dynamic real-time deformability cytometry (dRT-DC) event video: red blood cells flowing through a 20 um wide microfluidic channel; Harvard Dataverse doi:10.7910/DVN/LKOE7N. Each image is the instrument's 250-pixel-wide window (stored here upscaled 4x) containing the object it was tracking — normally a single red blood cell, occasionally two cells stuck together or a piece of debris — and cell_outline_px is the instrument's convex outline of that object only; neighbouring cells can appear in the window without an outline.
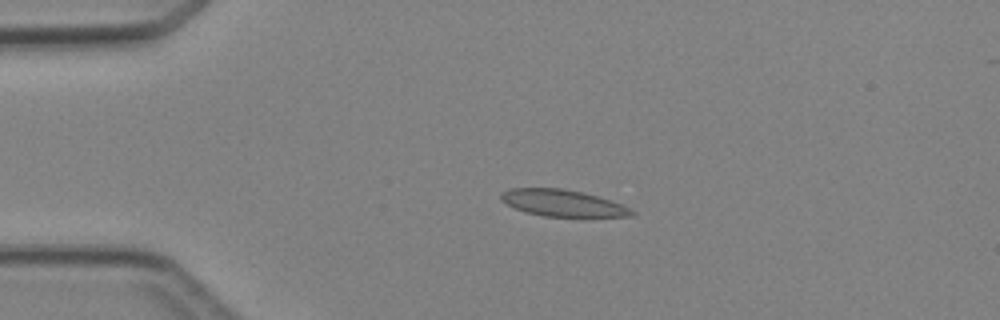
{"species": "Egyptian fruit bat (a non-hibernating species)", "species_latin": "Rousettus aegyptiacus", "temperature_condition": "cold", "stored_images_in_passage": 4, "camera_frame_rate_fps": 3000, "um_per_image_px": 0.085, "animal": {"sex": "female"}, "frame": {"image": 1, "passage_image": 3, "time_ms": 2.333, "image_size_px": [1000, 320], "cell_outline_px": [[636, 212], [632, 216], [544, 216], [524, 212], [500, 200], [500, 192], [512, 188], [560, 188], [584, 192], [620, 204]], "centroid_in_image_um": [47.76, 17.25], "position_along_channel_um": 37.2, "area_um2": 20.0}}